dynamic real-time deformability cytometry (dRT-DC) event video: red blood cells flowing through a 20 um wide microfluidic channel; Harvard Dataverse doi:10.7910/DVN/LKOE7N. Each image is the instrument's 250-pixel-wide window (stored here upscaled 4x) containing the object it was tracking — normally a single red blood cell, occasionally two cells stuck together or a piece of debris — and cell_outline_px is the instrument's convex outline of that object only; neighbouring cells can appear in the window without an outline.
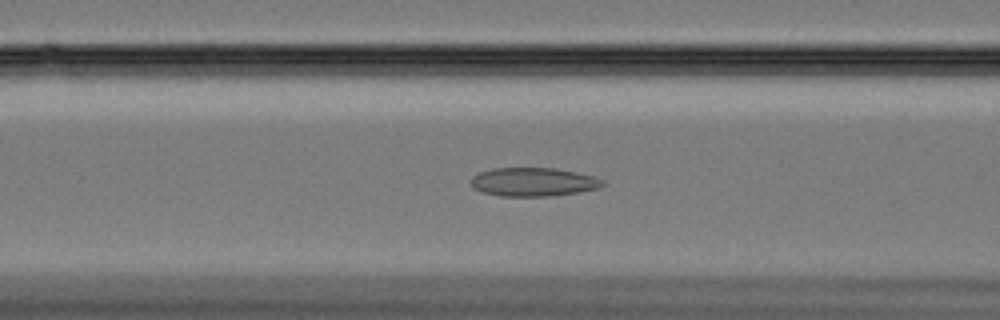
{"species": "Egyptian fruit bat (a non-hibernating species)", "species_latin": "Rousettus aegyptiacus", "temperature_condition": "cold", "stored_images_in_passage": 46, "camera_frame_rate_fps": 3000, "um_per_image_px": 0.085, "animal": {"sex": "female"}, "frame": {"image": 1, "passage_image": 10, "time_ms": 3.0, "image_size_px": [1000, 320], "cell_outline_px": [[608, 184], [600, 188], [552, 196], [500, 196], [484, 192], [472, 188], [472, 176], [480, 172], [492, 168], [556, 168], [576, 172], [592, 176], [604, 180]], "centroid_in_image_um": [45.36, 15.46], "position_along_channel_um": 121.2, "area_um2": 22.02}}
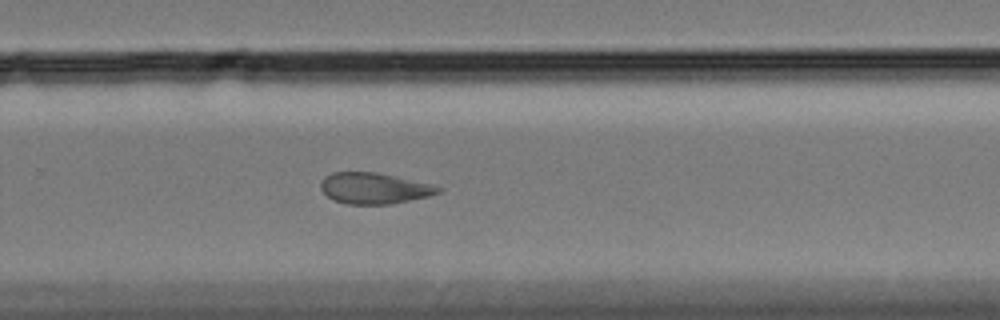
{"frame": {"image": 2, "passage_image": 26, "time_ms": 8.333, "image_size_px": [1000, 320], "cell_outline_px": [[440, 192], [428, 196], [392, 204], [344, 204], [332, 200], [320, 188], [320, 184], [324, 176], [332, 172], [376, 172], [432, 184], [440, 188]], "centroid_in_image_um": [31.76, 16.0], "position_along_channel_um": 298.0, "area_um2": 21.21}}
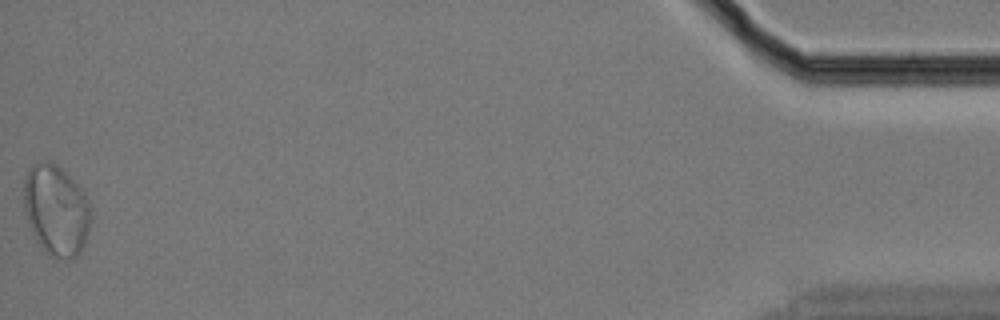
{"frame": {"image": 3, "passage_image": 46, "time_ms": 15.0, "image_size_px": [1000, 320], "cell_outline_px": [[92, 216], [88, 232], [84, 244], [80, 252], [72, 260], [60, 260], [48, 256], [44, 252], [36, 240], [32, 232], [24, 212], [24, 180], [28, 168], [32, 164], [48, 160], [56, 164], [80, 188], [88, 204]], "centroid_in_image_um": [4.75, 17.92], "position_along_channel_um": 430.5, "area_um2": 35.6}, "authors_computed_cell_mechanics": {"area_um2": 22.3108, "velocity_mm_per_s": 3.3206, "shape_relaxation_time_tau1_ms": null, "shape_relaxation_time_tau2_ms": 3.0044, "deformation_change_tau1": null, "deformation_change_tau2": 0.0772}}